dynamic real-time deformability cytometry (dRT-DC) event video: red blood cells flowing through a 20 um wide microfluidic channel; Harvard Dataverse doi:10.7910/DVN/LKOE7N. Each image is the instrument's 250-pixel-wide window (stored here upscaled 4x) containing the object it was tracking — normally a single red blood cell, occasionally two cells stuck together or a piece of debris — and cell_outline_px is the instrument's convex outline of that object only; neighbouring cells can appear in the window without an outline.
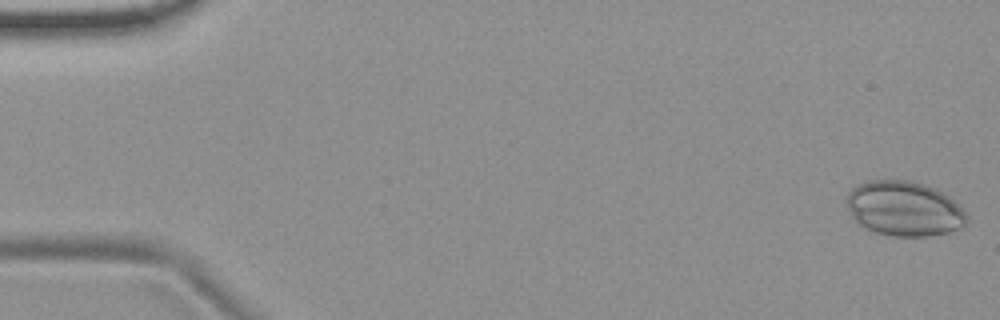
{"species": "common noctule bat (a hibernating species)", "species_latin": "Nyctalus noctula", "temperature_condition": "room temperature", "stored_images_in_passage": 6, "camera_frame_rate_fps": 3000, "um_per_image_px": 0.085, "animal": {"sex": "female", "body_mass_g": 19.9}, "frame": {"image": 1, "passage_image": 1, "time_ms": 0.0, "image_size_px": [1000, 320], "cell_outline_px": [[968, 220], [964, 228], [948, 232], [928, 236], [892, 236], [876, 232], [864, 228], [852, 216], [844, 200], [848, 192], [852, 188], [868, 180], [908, 180], [924, 184], [936, 188], [948, 196], [968, 216]], "centroid_in_image_um": [76.84, 17.73], "position_along_channel_um": 8.2, "area_um2": 38.49}}
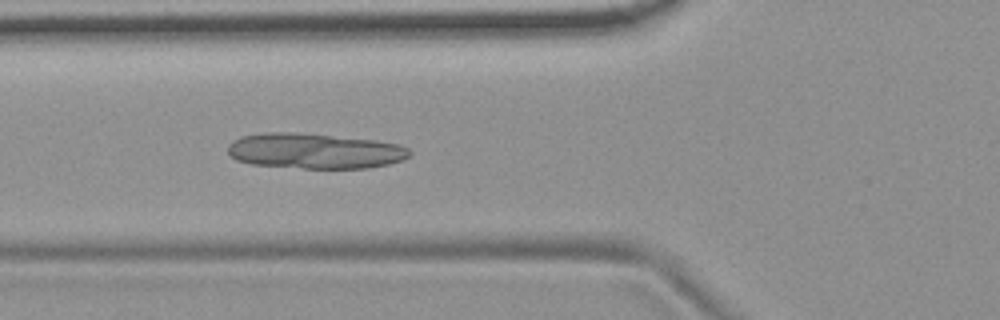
{"frame": {"image": 2, "passage_image": 6, "time_ms": 6.333, "image_size_px": [1000, 320], "cell_outline_px": [[412, 152], [408, 156], [400, 160], [388, 164], [368, 168], [304, 168], [252, 164], [236, 160], [228, 152], [228, 144], [240, 136], [264, 132], [292, 132], [376, 140], [396, 144], [408, 148]], "centroid_in_image_um": [26.71, 12.83], "position_along_channel_um": 99.1, "area_um2": 37.28}}